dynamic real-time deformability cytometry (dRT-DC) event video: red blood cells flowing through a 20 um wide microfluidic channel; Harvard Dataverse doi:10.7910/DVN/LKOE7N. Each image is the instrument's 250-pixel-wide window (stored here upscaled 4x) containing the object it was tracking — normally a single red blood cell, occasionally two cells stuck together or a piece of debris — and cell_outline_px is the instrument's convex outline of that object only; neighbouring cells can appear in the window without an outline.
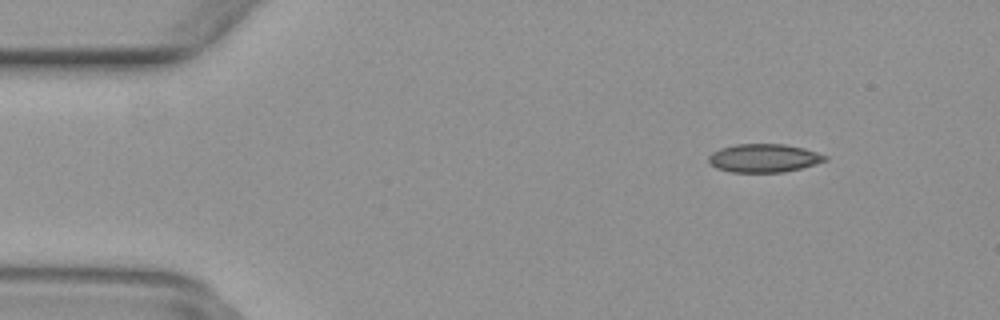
{"species": "common noctule bat (a hibernating species)", "species_latin": "Nyctalus noctula", "temperature_condition": "warm", "stored_images_in_passage": 50, "camera_frame_rate_fps": 3000, "um_per_image_px": 0.085, "animal": {"sex": "female", "body_mass_g": 29.2, "forearm_length_mm": 56.3}, "frame": {"image": 1, "passage_image": 6, "time_ms": 1.667, "image_size_px": [1000, 320], "cell_outline_px": [[828, 160], [800, 168], [784, 172], [732, 172], [716, 168], [708, 160], [708, 156], [712, 152], [720, 148], [736, 144], [784, 144], [804, 148], [828, 156]], "centroid_in_image_um": [64.92, 13.43], "position_along_channel_um": 20.1, "area_um2": 19.19}}
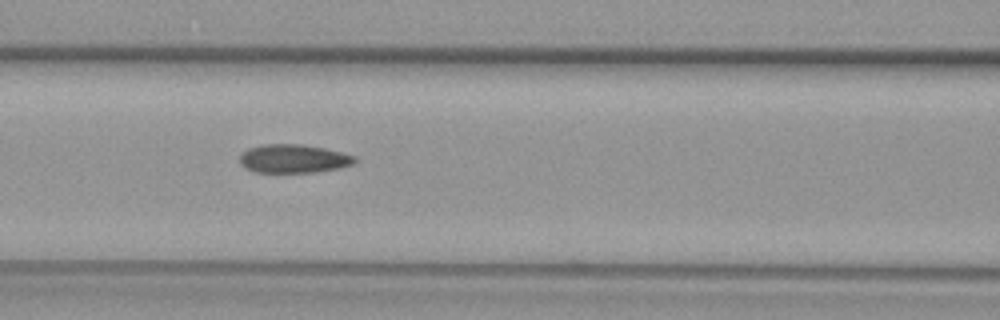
{"frame": {"image": 2, "passage_image": 21, "time_ms": 6.667, "image_size_px": [1000, 320], "cell_outline_px": [[356, 160], [352, 164], [340, 168], [316, 172], [256, 172], [244, 168], [240, 164], [240, 156], [248, 148], [264, 144], [300, 144], [324, 148], [356, 156]], "centroid_in_image_um": [24.94, 13.49], "position_along_channel_um": 141.7, "area_um2": 19.07}}
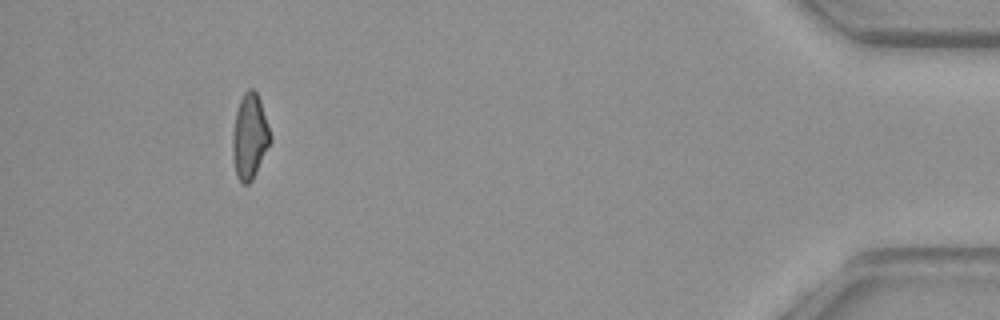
{"frame": {"image": 3, "passage_image": 46, "time_ms": 15.0, "image_size_px": [1000, 320], "cell_outline_px": [[272, 140], [252, 180], [248, 184], [244, 184], [236, 176], [232, 156], [232, 136], [236, 112], [240, 100], [244, 92], [248, 88], [252, 88], [256, 92], [260, 100], [272, 136]], "centroid_in_image_um": [21.22, 11.6], "position_along_channel_um": 414.0, "area_um2": 18.73}}